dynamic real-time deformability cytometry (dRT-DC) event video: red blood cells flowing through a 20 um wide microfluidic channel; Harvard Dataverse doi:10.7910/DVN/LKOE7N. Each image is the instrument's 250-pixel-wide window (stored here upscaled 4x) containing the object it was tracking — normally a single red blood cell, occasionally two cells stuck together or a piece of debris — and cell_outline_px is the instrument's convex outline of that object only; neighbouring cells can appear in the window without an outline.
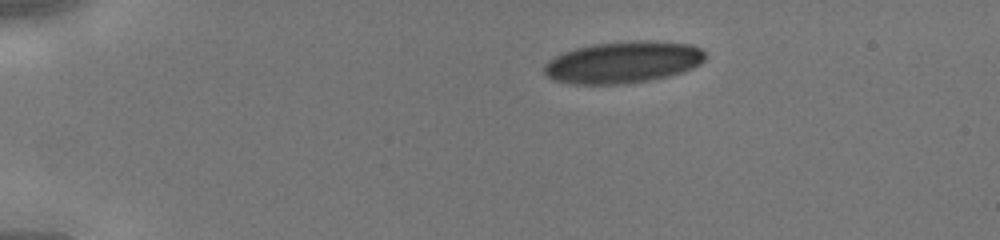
{"species": "human", "species_latin": "Homo sapiens", "temperature_condition": "cold", "stored_images_in_passage": 37, "camera_frame_rate_fps": 3000, "um_per_image_px": 0.085, "donor": {"sex": "male"}, "frame": {"image": 1, "passage_image": 1, "time_ms": 0.0, "image_size_px": [1000, 240], "cell_outline_px": [[704, 60], [700, 64], [684, 72], [668, 76], [648, 80], [624, 84], [572, 84], [552, 80], [544, 72], [544, 64], [548, 60], [564, 52], [576, 48], [592, 44], [636, 40], [648, 40], [688, 44], [700, 48], [704, 52]], "centroid_in_image_um": [52.94, 5.29], "position_along_channel_um": 32.1, "area_um2": 39.19}}
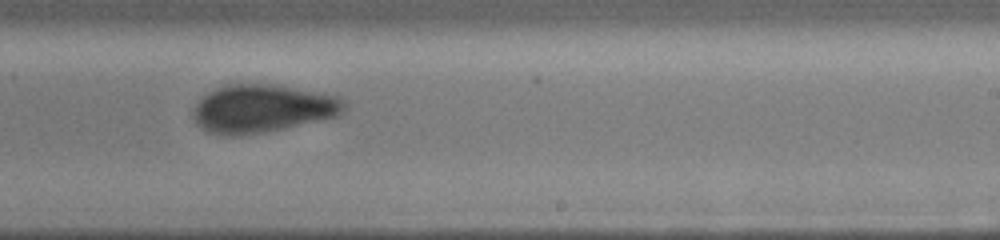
{"frame": {"image": 2, "passage_image": 21, "time_ms": 6.667, "image_size_px": [1000, 240], "cell_outline_px": [[348, 108], [340, 116], [284, 128], [264, 132], [240, 136], [228, 136], [208, 132], [200, 128], [196, 124], [192, 116], [192, 112], [196, 104], [208, 92], [216, 88], [228, 84], [272, 84], [340, 96], [348, 104]], "centroid_in_image_um": [22.33, 9.24], "position_along_channel_um": 266.7, "area_um2": 42.66}}
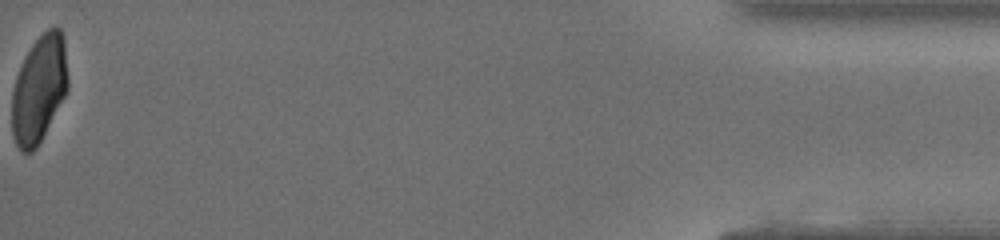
{"frame": {"image": 3, "passage_image": 37, "time_ms": 12.0, "image_size_px": [1000, 240], "cell_outline_px": [[68, 88], [64, 96], [36, 148], [32, 152], [20, 152], [12, 136], [12, 92], [16, 76], [32, 44], [48, 28], [56, 24], [60, 28], [64, 36], [68, 76]], "centroid_in_image_um": [3.32, 7.55], "position_along_channel_um": 431.9, "area_um2": 34.85}}